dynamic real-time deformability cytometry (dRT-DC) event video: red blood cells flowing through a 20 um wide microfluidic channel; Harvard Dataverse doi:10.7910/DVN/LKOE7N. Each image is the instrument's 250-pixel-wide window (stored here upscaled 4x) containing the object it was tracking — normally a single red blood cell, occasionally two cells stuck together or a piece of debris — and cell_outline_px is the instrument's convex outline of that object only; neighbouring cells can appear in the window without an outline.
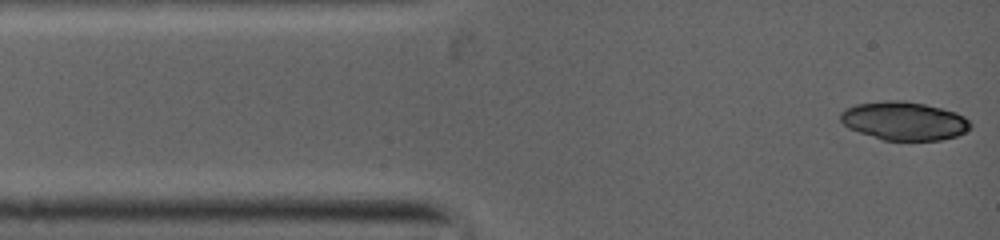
{"species": "common noctule bat (a hibernating species)", "species_latin": "Nyctalus noctula", "temperature_condition": "warm", "stored_images_in_passage": 4, "camera_frame_rate_fps": 5000, "um_per_image_px": 0.085, "animal": {"sex": "female", "body_mass_g": 19.0, "forearm_length_mm": 53.3}, "frame": {"image": 1, "passage_image": 1, "time_ms": 0.0, "image_size_px": [1000, 240], "cell_outline_px": [[972, 124], [964, 132], [956, 136], [940, 140], [884, 140], [860, 132], [844, 124], [840, 120], [840, 112], [856, 104], [888, 100], [904, 100], [924, 104], [956, 112], [964, 116]], "centroid_in_image_um": [76.86, 10.27], "position_along_channel_um": 8.1, "area_um2": 28.78}}